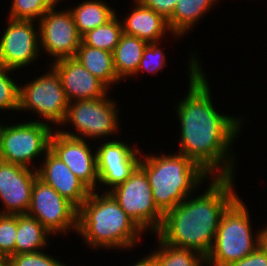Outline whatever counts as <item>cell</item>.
Returning <instances> with one entry per match:
<instances>
[{
    "label": "cell",
    "instance_id": "obj_15",
    "mask_svg": "<svg viewBox=\"0 0 267 266\" xmlns=\"http://www.w3.org/2000/svg\"><path fill=\"white\" fill-rule=\"evenodd\" d=\"M139 152L120 141L105 142L96 151L99 182L112 189L124 183L139 166Z\"/></svg>",
    "mask_w": 267,
    "mask_h": 266
},
{
    "label": "cell",
    "instance_id": "obj_22",
    "mask_svg": "<svg viewBox=\"0 0 267 266\" xmlns=\"http://www.w3.org/2000/svg\"><path fill=\"white\" fill-rule=\"evenodd\" d=\"M216 0H177L173 15L167 20L171 34L182 35L197 22Z\"/></svg>",
    "mask_w": 267,
    "mask_h": 266
},
{
    "label": "cell",
    "instance_id": "obj_16",
    "mask_svg": "<svg viewBox=\"0 0 267 266\" xmlns=\"http://www.w3.org/2000/svg\"><path fill=\"white\" fill-rule=\"evenodd\" d=\"M54 64V65H53ZM52 68L60 77L68 102L100 99L106 96L108 86L92 75L76 58L56 60Z\"/></svg>",
    "mask_w": 267,
    "mask_h": 266
},
{
    "label": "cell",
    "instance_id": "obj_20",
    "mask_svg": "<svg viewBox=\"0 0 267 266\" xmlns=\"http://www.w3.org/2000/svg\"><path fill=\"white\" fill-rule=\"evenodd\" d=\"M74 58L107 86L120 80L114 68L113 53L109 51L87 46L81 41Z\"/></svg>",
    "mask_w": 267,
    "mask_h": 266
},
{
    "label": "cell",
    "instance_id": "obj_10",
    "mask_svg": "<svg viewBox=\"0 0 267 266\" xmlns=\"http://www.w3.org/2000/svg\"><path fill=\"white\" fill-rule=\"evenodd\" d=\"M75 101L68 103L64 124L66 121L73 123L76 130L86 137H102L118 130L115 102L106 96Z\"/></svg>",
    "mask_w": 267,
    "mask_h": 266
},
{
    "label": "cell",
    "instance_id": "obj_7",
    "mask_svg": "<svg viewBox=\"0 0 267 266\" xmlns=\"http://www.w3.org/2000/svg\"><path fill=\"white\" fill-rule=\"evenodd\" d=\"M52 133L48 124L38 121L7 127L0 124V160L28 167L34 157L50 150Z\"/></svg>",
    "mask_w": 267,
    "mask_h": 266
},
{
    "label": "cell",
    "instance_id": "obj_32",
    "mask_svg": "<svg viewBox=\"0 0 267 266\" xmlns=\"http://www.w3.org/2000/svg\"><path fill=\"white\" fill-rule=\"evenodd\" d=\"M143 6L154 10L168 20L174 12L177 0H138Z\"/></svg>",
    "mask_w": 267,
    "mask_h": 266
},
{
    "label": "cell",
    "instance_id": "obj_24",
    "mask_svg": "<svg viewBox=\"0 0 267 266\" xmlns=\"http://www.w3.org/2000/svg\"><path fill=\"white\" fill-rule=\"evenodd\" d=\"M159 244L160 250L151 254L155 266H202L205 262V257L197 251L169 245L160 237Z\"/></svg>",
    "mask_w": 267,
    "mask_h": 266
},
{
    "label": "cell",
    "instance_id": "obj_6",
    "mask_svg": "<svg viewBox=\"0 0 267 266\" xmlns=\"http://www.w3.org/2000/svg\"><path fill=\"white\" fill-rule=\"evenodd\" d=\"M108 192L144 232L150 227L158 232L164 214L155 205L146 173L139 166L124 183Z\"/></svg>",
    "mask_w": 267,
    "mask_h": 266
},
{
    "label": "cell",
    "instance_id": "obj_2",
    "mask_svg": "<svg viewBox=\"0 0 267 266\" xmlns=\"http://www.w3.org/2000/svg\"><path fill=\"white\" fill-rule=\"evenodd\" d=\"M232 182V177L216 176L204 194L167 211L157 235L169 245L197 251L206 258L224 212L238 198Z\"/></svg>",
    "mask_w": 267,
    "mask_h": 266
},
{
    "label": "cell",
    "instance_id": "obj_12",
    "mask_svg": "<svg viewBox=\"0 0 267 266\" xmlns=\"http://www.w3.org/2000/svg\"><path fill=\"white\" fill-rule=\"evenodd\" d=\"M50 151L92 191H96L98 181L96 153L95 155L91 153L83 137L67 131H56L50 138Z\"/></svg>",
    "mask_w": 267,
    "mask_h": 266
},
{
    "label": "cell",
    "instance_id": "obj_21",
    "mask_svg": "<svg viewBox=\"0 0 267 266\" xmlns=\"http://www.w3.org/2000/svg\"><path fill=\"white\" fill-rule=\"evenodd\" d=\"M50 233L34 217L28 214H17V233L15 241V255L22 253H36L47 243Z\"/></svg>",
    "mask_w": 267,
    "mask_h": 266
},
{
    "label": "cell",
    "instance_id": "obj_17",
    "mask_svg": "<svg viewBox=\"0 0 267 266\" xmlns=\"http://www.w3.org/2000/svg\"><path fill=\"white\" fill-rule=\"evenodd\" d=\"M43 166L36 169L38 178L54 188L77 209L89 197L92 190L50 150L45 154Z\"/></svg>",
    "mask_w": 267,
    "mask_h": 266
},
{
    "label": "cell",
    "instance_id": "obj_19",
    "mask_svg": "<svg viewBox=\"0 0 267 266\" xmlns=\"http://www.w3.org/2000/svg\"><path fill=\"white\" fill-rule=\"evenodd\" d=\"M147 42L136 36L121 34L113 52L114 68L118 78L137 74Z\"/></svg>",
    "mask_w": 267,
    "mask_h": 266
},
{
    "label": "cell",
    "instance_id": "obj_23",
    "mask_svg": "<svg viewBox=\"0 0 267 266\" xmlns=\"http://www.w3.org/2000/svg\"><path fill=\"white\" fill-rule=\"evenodd\" d=\"M70 11L81 37L88 31L105 24L115 15L114 10L99 0L83 2Z\"/></svg>",
    "mask_w": 267,
    "mask_h": 266
},
{
    "label": "cell",
    "instance_id": "obj_9",
    "mask_svg": "<svg viewBox=\"0 0 267 266\" xmlns=\"http://www.w3.org/2000/svg\"><path fill=\"white\" fill-rule=\"evenodd\" d=\"M27 214L37 219L50 234L65 232L71 227L77 230L78 209L38 177Z\"/></svg>",
    "mask_w": 267,
    "mask_h": 266
},
{
    "label": "cell",
    "instance_id": "obj_25",
    "mask_svg": "<svg viewBox=\"0 0 267 266\" xmlns=\"http://www.w3.org/2000/svg\"><path fill=\"white\" fill-rule=\"evenodd\" d=\"M122 33V24L114 15L105 24L84 34L81 41L87 46L113 53Z\"/></svg>",
    "mask_w": 267,
    "mask_h": 266
},
{
    "label": "cell",
    "instance_id": "obj_8",
    "mask_svg": "<svg viewBox=\"0 0 267 266\" xmlns=\"http://www.w3.org/2000/svg\"><path fill=\"white\" fill-rule=\"evenodd\" d=\"M68 103L60 77L53 68L51 72L19 88L18 110L31 109L47 121L63 124Z\"/></svg>",
    "mask_w": 267,
    "mask_h": 266
},
{
    "label": "cell",
    "instance_id": "obj_35",
    "mask_svg": "<svg viewBox=\"0 0 267 266\" xmlns=\"http://www.w3.org/2000/svg\"><path fill=\"white\" fill-rule=\"evenodd\" d=\"M48 9H54L58 0H41Z\"/></svg>",
    "mask_w": 267,
    "mask_h": 266
},
{
    "label": "cell",
    "instance_id": "obj_11",
    "mask_svg": "<svg viewBox=\"0 0 267 266\" xmlns=\"http://www.w3.org/2000/svg\"><path fill=\"white\" fill-rule=\"evenodd\" d=\"M39 20L40 43L46 53L54 56L55 60L75 57L81 36L71 11L49 9Z\"/></svg>",
    "mask_w": 267,
    "mask_h": 266
},
{
    "label": "cell",
    "instance_id": "obj_26",
    "mask_svg": "<svg viewBox=\"0 0 267 266\" xmlns=\"http://www.w3.org/2000/svg\"><path fill=\"white\" fill-rule=\"evenodd\" d=\"M17 214H0V255H15Z\"/></svg>",
    "mask_w": 267,
    "mask_h": 266
},
{
    "label": "cell",
    "instance_id": "obj_29",
    "mask_svg": "<svg viewBox=\"0 0 267 266\" xmlns=\"http://www.w3.org/2000/svg\"><path fill=\"white\" fill-rule=\"evenodd\" d=\"M165 60V55L158 48L157 43H148L143 52L137 72H141L140 70L145 69L152 74L156 73L163 67V65L165 66Z\"/></svg>",
    "mask_w": 267,
    "mask_h": 266
},
{
    "label": "cell",
    "instance_id": "obj_18",
    "mask_svg": "<svg viewBox=\"0 0 267 266\" xmlns=\"http://www.w3.org/2000/svg\"><path fill=\"white\" fill-rule=\"evenodd\" d=\"M137 7L122 24L123 33L136 36L147 43H156L169 28L168 21L154 10L136 0Z\"/></svg>",
    "mask_w": 267,
    "mask_h": 266
},
{
    "label": "cell",
    "instance_id": "obj_31",
    "mask_svg": "<svg viewBox=\"0 0 267 266\" xmlns=\"http://www.w3.org/2000/svg\"><path fill=\"white\" fill-rule=\"evenodd\" d=\"M230 266H267V248L261 243L251 254Z\"/></svg>",
    "mask_w": 267,
    "mask_h": 266
},
{
    "label": "cell",
    "instance_id": "obj_13",
    "mask_svg": "<svg viewBox=\"0 0 267 266\" xmlns=\"http://www.w3.org/2000/svg\"><path fill=\"white\" fill-rule=\"evenodd\" d=\"M34 29L32 20L10 18L0 40V65L16 70L37 58L40 39Z\"/></svg>",
    "mask_w": 267,
    "mask_h": 266
},
{
    "label": "cell",
    "instance_id": "obj_5",
    "mask_svg": "<svg viewBox=\"0 0 267 266\" xmlns=\"http://www.w3.org/2000/svg\"><path fill=\"white\" fill-rule=\"evenodd\" d=\"M250 227L249 213L238 197L224 212L204 264L230 266L251 254L261 244V231L255 241Z\"/></svg>",
    "mask_w": 267,
    "mask_h": 266
},
{
    "label": "cell",
    "instance_id": "obj_28",
    "mask_svg": "<svg viewBox=\"0 0 267 266\" xmlns=\"http://www.w3.org/2000/svg\"><path fill=\"white\" fill-rule=\"evenodd\" d=\"M12 4L9 18L15 20L33 21L49 10L41 0H13Z\"/></svg>",
    "mask_w": 267,
    "mask_h": 266
},
{
    "label": "cell",
    "instance_id": "obj_4",
    "mask_svg": "<svg viewBox=\"0 0 267 266\" xmlns=\"http://www.w3.org/2000/svg\"><path fill=\"white\" fill-rule=\"evenodd\" d=\"M139 167L146 173L155 205L163 214L187 199L208 174L181 153L174 156H146L140 161Z\"/></svg>",
    "mask_w": 267,
    "mask_h": 266
},
{
    "label": "cell",
    "instance_id": "obj_34",
    "mask_svg": "<svg viewBox=\"0 0 267 266\" xmlns=\"http://www.w3.org/2000/svg\"><path fill=\"white\" fill-rule=\"evenodd\" d=\"M0 266H11L10 257L0 255Z\"/></svg>",
    "mask_w": 267,
    "mask_h": 266
},
{
    "label": "cell",
    "instance_id": "obj_1",
    "mask_svg": "<svg viewBox=\"0 0 267 266\" xmlns=\"http://www.w3.org/2000/svg\"><path fill=\"white\" fill-rule=\"evenodd\" d=\"M190 62L189 91L184 101L177 105L181 124L179 153L191 158L208 174L215 172L218 167L220 174L217 177H233L234 162L233 158L227 157V151L240 131L241 123L239 119L216 112L211 102L208 81L198 61L193 57Z\"/></svg>",
    "mask_w": 267,
    "mask_h": 266
},
{
    "label": "cell",
    "instance_id": "obj_3",
    "mask_svg": "<svg viewBox=\"0 0 267 266\" xmlns=\"http://www.w3.org/2000/svg\"><path fill=\"white\" fill-rule=\"evenodd\" d=\"M142 229L119 206L109 192L91 191L78 208L77 232L93 247H132Z\"/></svg>",
    "mask_w": 267,
    "mask_h": 266
},
{
    "label": "cell",
    "instance_id": "obj_33",
    "mask_svg": "<svg viewBox=\"0 0 267 266\" xmlns=\"http://www.w3.org/2000/svg\"><path fill=\"white\" fill-rule=\"evenodd\" d=\"M133 266H155V262L153 256H146L145 258L141 259L139 262H136Z\"/></svg>",
    "mask_w": 267,
    "mask_h": 266
},
{
    "label": "cell",
    "instance_id": "obj_27",
    "mask_svg": "<svg viewBox=\"0 0 267 266\" xmlns=\"http://www.w3.org/2000/svg\"><path fill=\"white\" fill-rule=\"evenodd\" d=\"M11 72L10 68L0 65V109H19V88L7 76V73Z\"/></svg>",
    "mask_w": 267,
    "mask_h": 266
},
{
    "label": "cell",
    "instance_id": "obj_30",
    "mask_svg": "<svg viewBox=\"0 0 267 266\" xmlns=\"http://www.w3.org/2000/svg\"><path fill=\"white\" fill-rule=\"evenodd\" d=\"M10 260L11 266H65L42 251L12 255Z\"/></svg>",
    "mask_w": 267,
    "mask_h": 266
},
{
    "label": "cell",
    "instance_id": "obj_14",
    "mask_svg": "<svg viewBox=\"0 0 267 266\" xmlns=\"http://www.w3.org/2000/svg\"><path fill=\"white\" fill-rule=\"evenodd\" d=\"M37 170L0 160V200L6 211L0 214H27Z\"/></svg>",
    "mask_w": 267,
    "mask_h": 266
},
{
    "label": "cell",
    "instance_id": "obj_36",
    "mask_svg": "<svg viewBox=\"0 0 267 266\" xmlns=\"http://www.w3.org/2000/svg\"><path fill=\"white\" fill-rule=\"evenodd\" d=\"M261 243L267 248V228L261 230Z\"/></svg>",
    "mask_w": 267,
    "mask_h": 266
}]
</instances>
